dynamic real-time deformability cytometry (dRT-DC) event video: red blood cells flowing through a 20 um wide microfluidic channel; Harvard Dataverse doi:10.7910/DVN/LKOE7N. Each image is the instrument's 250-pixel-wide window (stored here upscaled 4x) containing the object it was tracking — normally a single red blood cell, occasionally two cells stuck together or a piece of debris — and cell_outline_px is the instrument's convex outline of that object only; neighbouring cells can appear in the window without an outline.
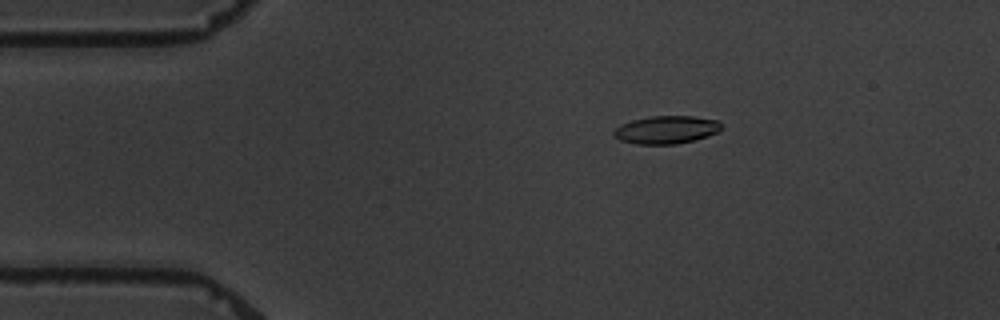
{"species": "common noctule bat (a hibernating species)", "species_latin": "Nyctalus noctula", "temperature_condition": "warm", "stored_images_in_passage": 4, "camera_frame_rate_fps": 3000, "um_per_image_px": 0.085, "animal": {"sex": "male", "body_mass_g": 19.5, "forearm_length_mm": 54.6}, "frame": {"image": 1, "passage_image": 3, "time_ms": 2.667, "image_size_px": [1000, 320], "cell_outline_px": [[724, 128], [716, 132], [692, 140], [676, 144], [636, 144], [620, 140], [612, 136], [612, 132], [620, 124], [632, 120], [652, 116], [692, 116], [716, 120]], "centroid_in_image_um": [56.57, 11.03], "position_along_channel_um": 28.4, "area_um2": 17.34}}